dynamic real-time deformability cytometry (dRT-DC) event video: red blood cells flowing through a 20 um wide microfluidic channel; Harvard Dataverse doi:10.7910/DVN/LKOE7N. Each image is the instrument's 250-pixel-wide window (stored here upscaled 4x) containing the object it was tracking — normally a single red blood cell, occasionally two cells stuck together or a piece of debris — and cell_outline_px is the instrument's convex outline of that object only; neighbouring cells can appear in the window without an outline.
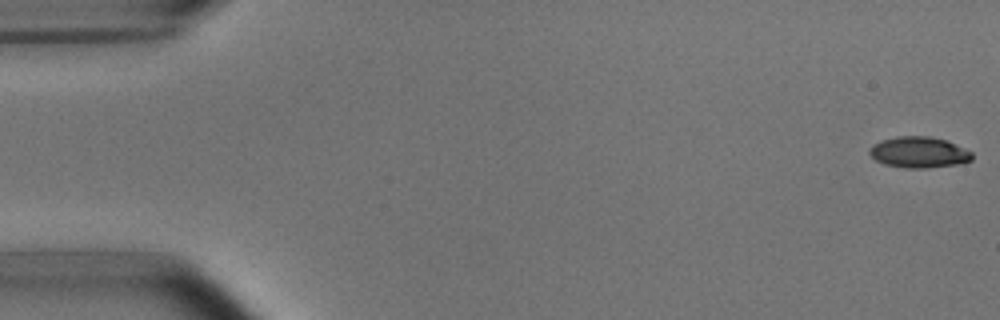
{"species": "common noctule bat (a hibernating species)", "species_latin": "Nyctalus noctula", "temperature_condition": "room temperature", "stored_images_in_passage": 6, "segment_of_instrument_passage": [2, 2], "camera_frame_rate_fps": 3000, "um_per_image_px": 0.085, "animal": {"sex": "male", "body_mass_g": 15.6}, "frame": {"image": 1, "passage_image": 6, "time_ms": 6.0, "image_size_px": [1000, 320], "cell_outline_px": [[972, 160], [956, 164], [924, 168], [908, 168], [884, 164], [876, 160], [868, 152], [880, 140], [896, 136], [928, 136], [944, 140], [972, 152]], "centroid_in_image_um": [78.09, 12.94], "position_along_channel_um": 6.9, "area_um2": 18.15}}